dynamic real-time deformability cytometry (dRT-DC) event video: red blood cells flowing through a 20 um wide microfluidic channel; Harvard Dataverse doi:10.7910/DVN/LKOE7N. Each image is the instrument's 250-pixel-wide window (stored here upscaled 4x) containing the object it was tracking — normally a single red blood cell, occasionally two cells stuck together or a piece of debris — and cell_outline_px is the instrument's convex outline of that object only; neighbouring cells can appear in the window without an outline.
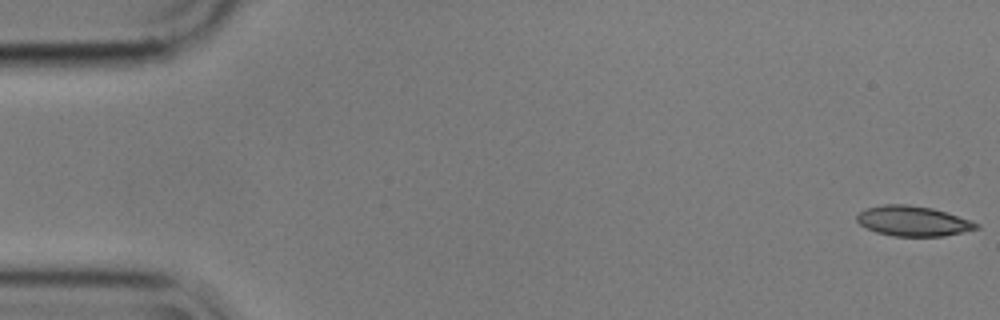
{"species": "common noctule bat (a hibernating species)", "species_latin": "Nyctalus noctula", "temperature_condition": "cold", "stored_images_in_passage": 56, "camera_frame_rate_fps": 3000, "um_per_image_px": 0.085, "animal": {"sex": "male", "body_mass_g": 17.9}, "frame": {"image": 1, "passage_image": 1, "time_ms": 0.0, "image_size_px": [1000, 320], "cell_outline_px": [[980, 228], [944, 236], [892, 236], [876, 232], [860, 224], [856, 220], [856, 216], [864, 208], [884, 204], [908, 204], [932, 208], [972, 220], [980, 224]], "centroid_in_image_um": [77.61, 18.78], "position_along_channel_um": 7.4, "area_um2": 21.04}}
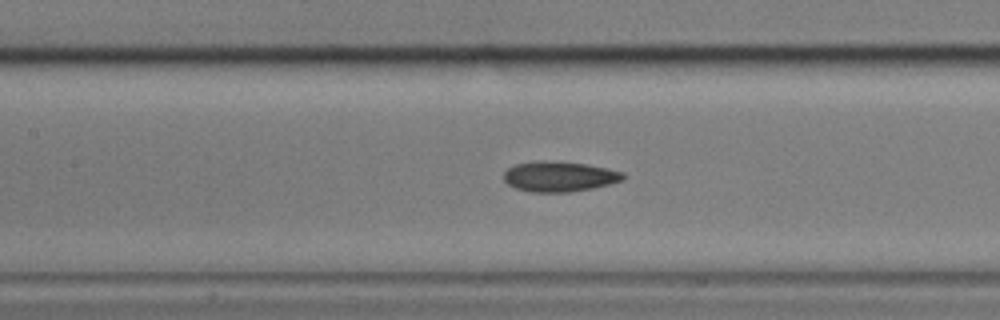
{"frame": {"image": 2, "passage_image": 25, "time_ms": 8.0, "image_size_px": [1000, 320], "cell_outline_px": [[624, 180], [592, 188], [568, 192], [532, 192], [516, 188], [508, 184], [504, 180], [504, 172], [508, 168], [516, 164], [540, 160], [544, 160], [584, 164], [608, 168], [624, 172]], "centroid_in_image_um": [47.54, 15.0], "position_along_channel_um": 159.9, "area_um2": 20.92}}
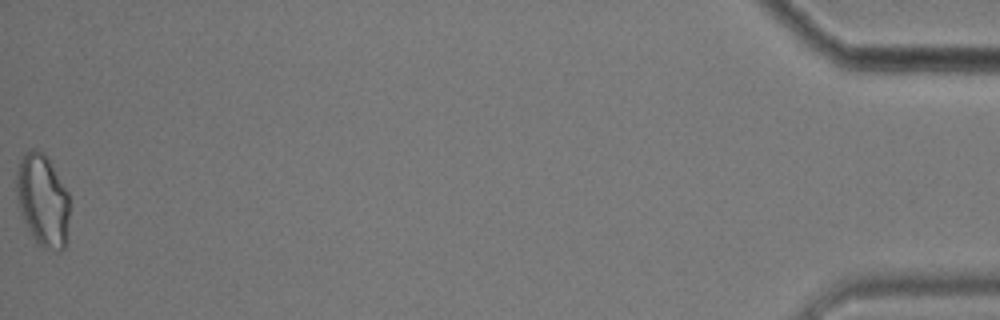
{"frame": {"image": 3, "passage_image": 56, "time_ms": 18.333, "image_size_px": [1000, 320], "cell_outline_px": [[68, 244], [60, 252], [44, 248], [36, 244], [24, 220], [20, 208], [16, 192], [16, 172], [20, 160], [24, 152], [32, 148], [36, 148], [44, 152], [48, 156], [68, 192]], "centroid_in_image_um": [3.64, 17.02], "position_along_channel_um": 431.6, "area_um2": 29.02}, "authors_computed_cell_mechanics": {"area_um2": 21.1837, "velocity_mm_per_s": 3.5781, "shape_relaxation_time_tau1_ms": null, "shape_relaxation_time_tau2_ms": 3.3992, "deformation_change_tau1": null, "deformation_change_tau2": 0.1004}}